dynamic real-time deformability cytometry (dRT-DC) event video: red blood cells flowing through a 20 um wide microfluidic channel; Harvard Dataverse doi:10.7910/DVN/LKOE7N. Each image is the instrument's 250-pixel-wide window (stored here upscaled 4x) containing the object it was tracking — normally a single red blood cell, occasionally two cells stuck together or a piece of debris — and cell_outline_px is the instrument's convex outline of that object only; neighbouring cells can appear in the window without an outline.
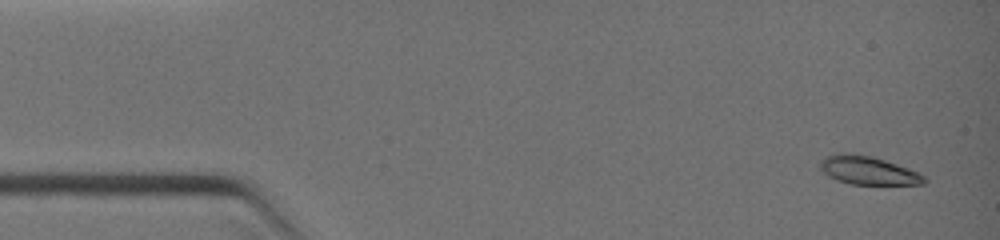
{"species": "common noctule bat (a hibernating species)", "species_latin": "Nyctalus noctula", "temperature_condition": "warm", "stored_images_in_passage": 10, "camera_frame_rate_fps": 3000, "um_per_image_px": 0.085, "animal": {"sex": "female", "body_mass_g": 19.0, "forearm_length_mm": 51.5}, "frame": {"image": 1, "passage_image": 1, "time_ms": 0.0, "image_size_px": [1000, 240], "cell_outline_px": [[928, 180], [924, 184], [852, 184], [836, 180], [828, 176], [820, 168], [820, 160], [824, 156], [844, 152], [872, 156], [908, 168], [924, 176]], "centroid_in_image_um": [73.75, 14.48], "position_along_channel_um": 11.2, "area_um2": 17.11}}
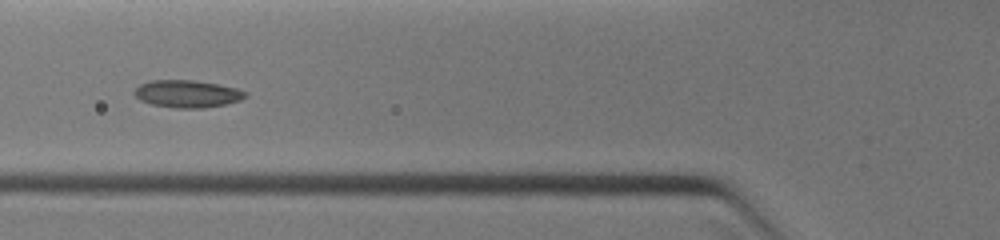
{"frame": {"image": 2, "passage_image": 8, "time_ms": 4.0, "image_size_px": [1000, 240], "cell_outline_px": [[248, 96], [240, 100], [224, 104], [200, 108], [176, 108], [152, 104], [140, 100], [132, 92], [140, 84], [148, 80], [196, 80], [220, 84], [236, 88], [248, 92]], "centroid_in_image_um": [15.92, 7.96], "position_along_channel_um": 109.9, "area_um2": 17.8}}
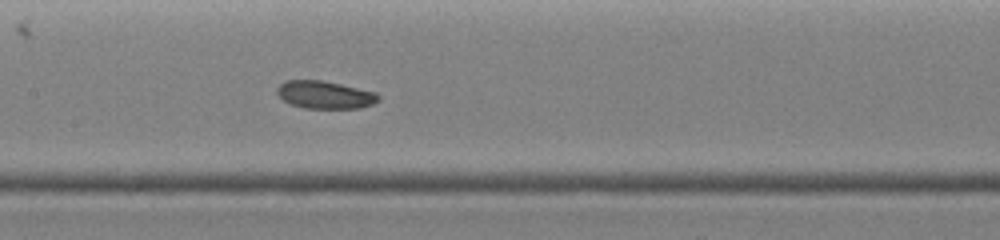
{"frame": {"image": 3, "passage_image": 10, "time_ms": 5.333, "image_size_px": [1000, 240], "cell_outline_px": [[380, 100], [372, 104], [360, 108], [304, 108], [292, 104], [284, 100], [276, 92], [276, 88], [284, 80], [320, 80], [340, 84], [376, 92], [380, 96]], "centroid_in_image_um": [27.62, 8.05], "position_along_channel_um": 179.8, "area_um2": 16.3}}